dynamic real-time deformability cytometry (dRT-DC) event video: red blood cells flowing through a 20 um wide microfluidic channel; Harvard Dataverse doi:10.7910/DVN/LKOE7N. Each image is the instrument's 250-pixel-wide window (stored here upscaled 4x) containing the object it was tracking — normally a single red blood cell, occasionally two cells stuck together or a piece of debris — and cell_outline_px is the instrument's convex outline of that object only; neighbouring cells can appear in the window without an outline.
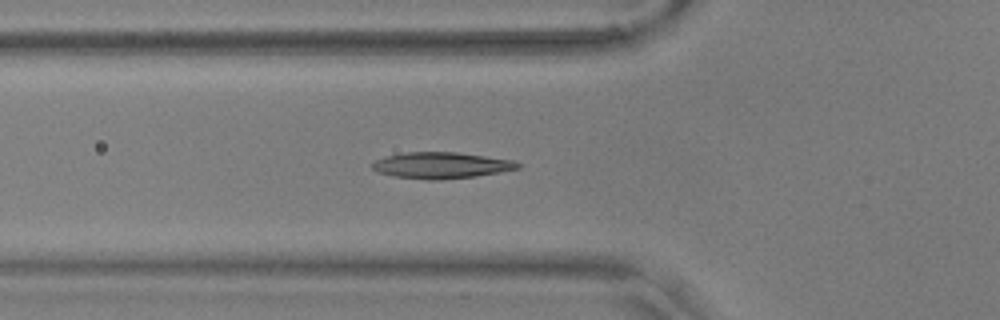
{"species": "common noctule bat (a hibernating species)", "species_latin": "Nyctalus noctula", "temperature_condition": "warm", "stored_images_in_passage": 42, "camera_frame_rate_fps": 3000, "um_per_image_px": 0.085, "animal": {"sex": "male", "body_mass_g": 17.9, "forearm_length_mm": 54.2}, "frame": {"image": 1, "passage_image": 6, "time_ms": 1.667, "image_size_px": [1000, 320], "cell_outline_px": [[520, 168], [500, 172], [476, 176], [440, 180], [428, 180], [392, 176], [376, 172], [372, 168], [372, 164], [376, 160], [388, 156], [408, 152], [456, 152], [512, 160], [520, 164]], "centroid_in_image_um": [37.49, 14.06], "position_along_channel_um": 88.3, "area_um2": 22.14}}
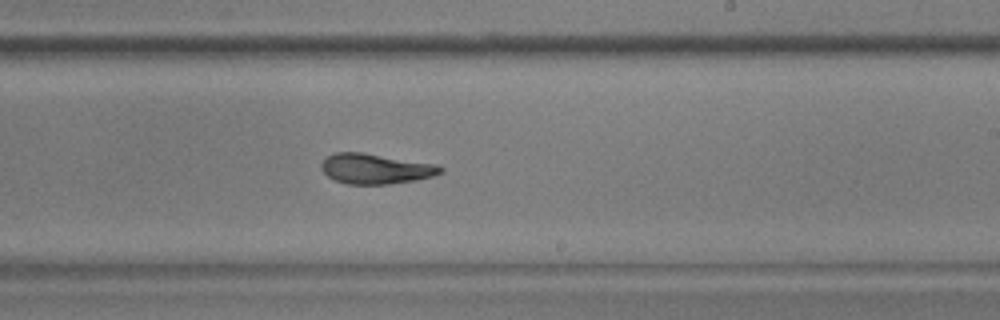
{"frame": {"image": 2, "passage_image": 20, "time_ms": 6.333, "image_size_px": [1000, 320], "cell_outline_px": [[444, 172], [432, 176], [416, 180], [388, 184], [348, 184], [336, 180], [328, 176], [320, 168], [320, 164], [332, 152], [360, 152], [436, 164], [444, 168]], "centroid_in_image_um": [31.92, 14.34], "position_along_channel_um": 257.1, "area_um2": 20.87}}
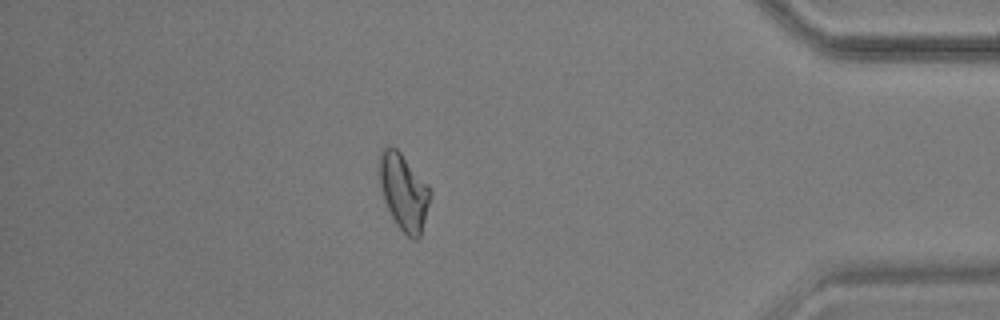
{"frame": {"image": 3, "passage_image": 35, "time_ms": 11.333, "image_size_px": [1000, 320], "cell_outline_px": [[432, 192], [420, 240], [412, 240], [396, 224], [384, 200], [376, 172], [376, 164], [380, 152], [388, 144], [396, 148], [400, 152], [428, 184]], "centroid_in_image_um": [34.29, 16.28], "position_along_channel_um": 400.9, "area_um2": 23.24}, "authors_computed_cell_mechanics": {"area_um2": 21.5305, "velocity_mm_per_s": 3.6074, "shape_relaxation_time_tau1_ms": 6.4679, "shape_relaxation_time_tau2_ms": 2.027, "deformation_change_tau1": 0.1902, "deformation_change_tau2": 0.0878}}